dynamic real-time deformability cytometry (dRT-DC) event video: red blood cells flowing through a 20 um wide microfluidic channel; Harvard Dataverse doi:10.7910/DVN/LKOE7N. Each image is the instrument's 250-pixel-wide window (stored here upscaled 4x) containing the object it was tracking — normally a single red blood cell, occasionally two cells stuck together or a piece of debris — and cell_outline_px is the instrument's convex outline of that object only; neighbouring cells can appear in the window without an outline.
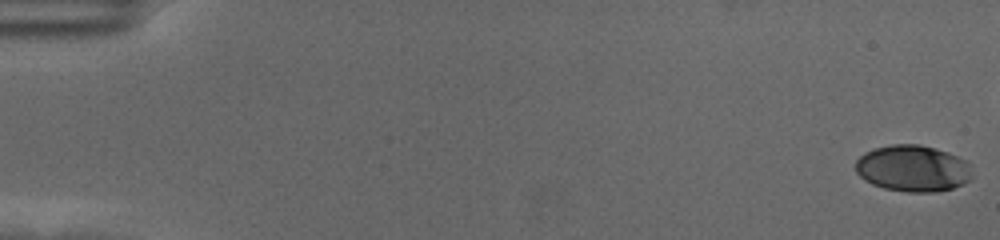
{"species": "human", "species_latin": "Homo sapiens", "temperature_condition": "cold", "stored_images_in_passage": 53, "camera_frame_rate_fps": 3000, "um_per_image_px": 0.085, "donor": {"sex": "female"}, "frame": {"image": 1, "passage_image": 1, "time_ms": 0.0, "image_size_px": [1000, 240], "cell_outline_px": [[972, 176], [964, 184], [952, 188], [936, 192], [908, 192], [884, 188], [872, 184], [864, 180], [856, 172], [856, 160], [864, 152], [872, 148], [892, 144], [920, 144], [948, 152], [964, 160], [968, 164]], "centroid_in_image_um": [77.56, 14.31], "position_along_channel_um": 7.4, "area_um2": 31.62}}
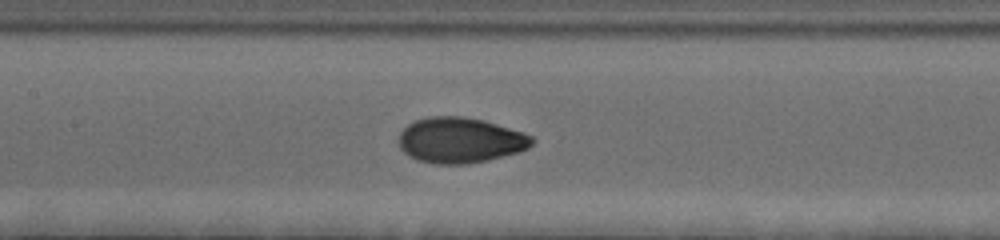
{"frame": {"image": 2, "passage_image": 29, "time_ms": 9.333, "image_size_px": [1000, 240], "cell_outline_px": [[536, 140], [528, 148], [520, 152], [488, 160], [468, 164], [436, 164], [416, 160], [408, 156], [400, 148], [396, 140], [400, 132], [408, 124], [416, 120], [428, 116], [460, 116], [484, 120], [524, 132], [532, 136]], "centroid_in_image_um": [39.11, 11.92], "position_along_channel_um": 168.3, "area_um2": 35.84}}
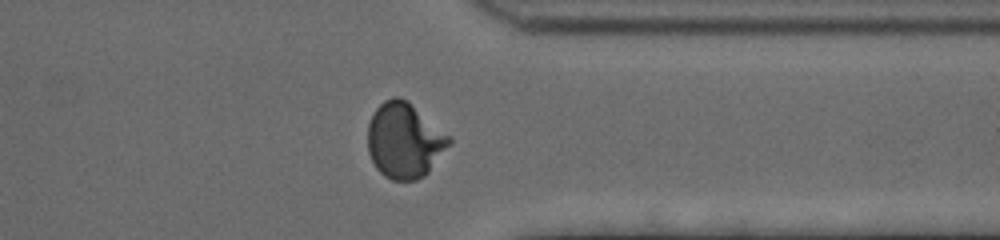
{"frame": {"image": 3, "passage_image": 47, "time_ms": 15.333, "image_size_px": [1000, 240], "cell_outline_px": [[452, 140], [428, 172], [424, 176], [416, 180], [392, 180], [384, 176], [376, 168], [368, 152], [368, 124], [376, 108], [384, 100], [392, 96], [400, 96], [408, 100], [452, 136]], "centroid_in_image_um": [34.38, 11.91], "position_along_channel_um": 377.0, "area_um2": 35.95}}